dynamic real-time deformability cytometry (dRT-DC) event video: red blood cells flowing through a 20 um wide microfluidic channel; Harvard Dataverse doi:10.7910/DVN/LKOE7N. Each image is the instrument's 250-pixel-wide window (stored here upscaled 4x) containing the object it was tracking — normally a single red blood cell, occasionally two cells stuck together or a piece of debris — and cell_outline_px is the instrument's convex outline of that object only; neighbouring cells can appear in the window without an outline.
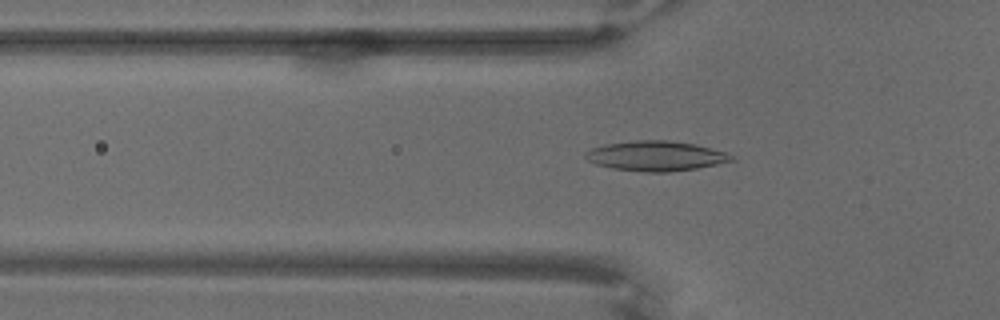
{"species": "common noctule bat (a hibernating species)", "species_latin": "Nyctalus noctula", "temperature_condition": "warm", "stored_images_in_passage": 70, "camera_frame_rate_fps": 3000, "um_per_image_px": 0.085, "animal": {"sex": "male", "body_mass_g": 18.8}, "frame": {"image": 1, "passage_image": 24, "time_ms": 7.667, "image_size_px": [1000, 320], "cell_outline_px": [[736, 160], [696, 168], [668, 172], [648, 172], [612, 168], [596, 164], [588, 160], [584, 156], [584, 152], [592, 148], [604, 144], [636, 140], [668, 140], [692, 144], [724, 152], [736, 156]], "centroid_in_image_um": [55.72, 13.25], "position_along_channel_um": 70.1, "area_um2": 25.26}}
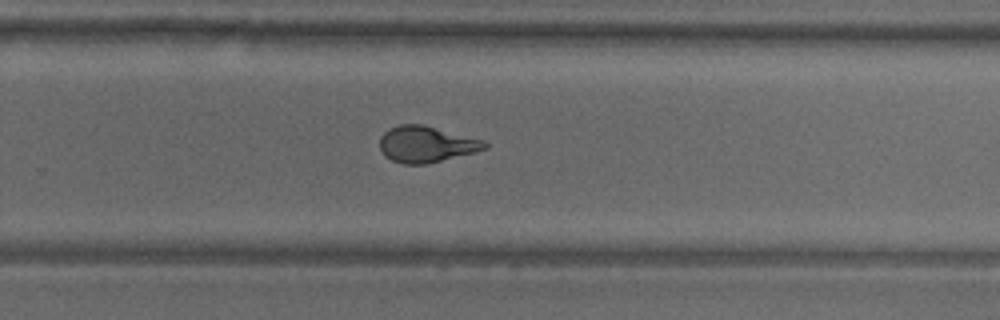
{"frame": {"image": 2, "passage_image": 47, "time_ms": 15.333, "image_size_px": [1000, 320], "cell_outline_px": [[488, 148], [424, 164], [404, 164], [392, 160], [384, 156], [380, 148], [380, 136], [388, 128], [400, 124], [424, 124], [484, 140], [488, 144]], "centroid_in_image_um": [36.19, 12.24], "position_along_channel_um": 293.6, "area_um2": 22.02}}
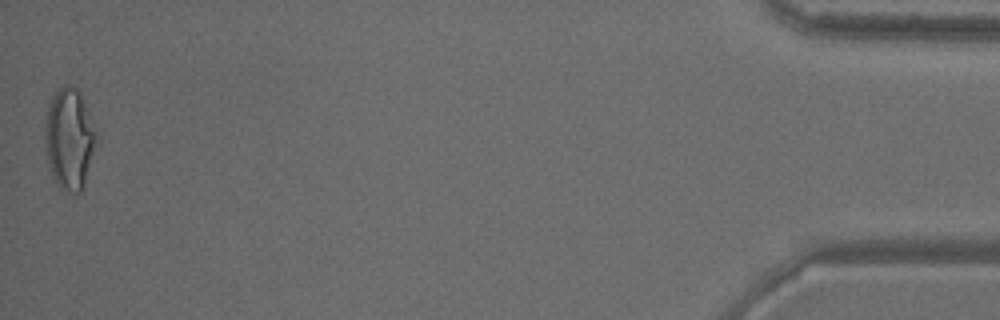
{"frame": {"image": 3, "passage_image": 70, "time_ms": 23.0, "image_size_px": [1000, 320], "cell_outline_px": [[100, 140], [84, 184], [80, 192], [68, 192], [60, 188], [48, 164], [44, 144], [44, 132], [48, 104], [52, 96], [64, 84], [72, 84], [80, 92], [100, 136]], "centroid_in_image_um": [5.94, 11.77], "position_along_channel_um": 429.3, "area_um2": 30.98}}